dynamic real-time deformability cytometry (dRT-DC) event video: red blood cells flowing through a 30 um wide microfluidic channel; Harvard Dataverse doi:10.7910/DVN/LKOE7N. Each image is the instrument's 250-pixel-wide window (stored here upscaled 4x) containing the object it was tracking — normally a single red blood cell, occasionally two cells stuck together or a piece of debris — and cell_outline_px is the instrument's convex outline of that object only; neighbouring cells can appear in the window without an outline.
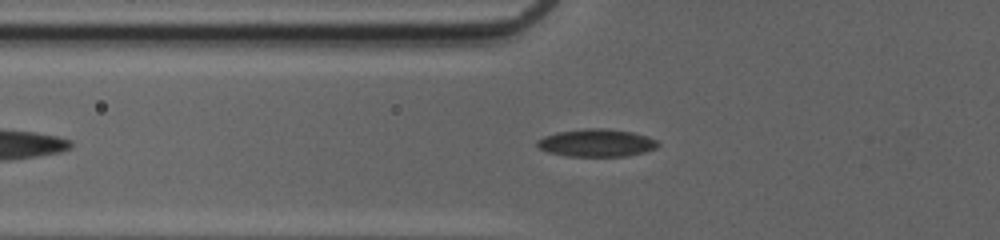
{"species": "common noctule bat (a hibernating species)", "species_latin": "Nyctalus noctula", "temperature_condition": "cold", "stored_images_in_passage": 32, "camera_frame_rate_fps": 3000, "um_per_image_px": 0.085, "animal": {"sex": "female", "body_mass_g": 20.0, "forearm_length_mm": 54.0}, "frame": {"image": 1, "passage_image": 2, "time_ms": 0.333, "image_size_px": [1000, 240], "cell_outline_px": [[660, 144], [656, 148], [644, 152], [628, 156], [568, 156], [548, 152], [540, 148], [536, 144], [536, 140], [544, 136], [556, 132], [584, 128], [600, 128], [632, 132], [656, 140]], "centroid_in_image_um": [50.68, 12.14], "position_along_channel_um": 75.1, "area_um2": 19.36}}
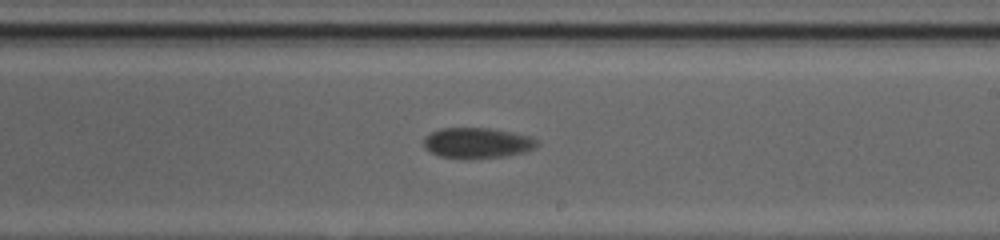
{"frame": {"image": 2, "passage_image": 15, "time_ms": 4.667, "image_size_px": [1000, 240], "cell_outline_px": [[540, 144], [536, 148], [524, 152], [504, 156], [440, 156], [432, 152], [424, 144], [424, 136], [440, 128], [488, 128], [528, 136], [536, 140]], "centroid_in_image_um": [40.59, 12.11], "position_along_channel_um": 248.4, "area_um2": 19.19}}
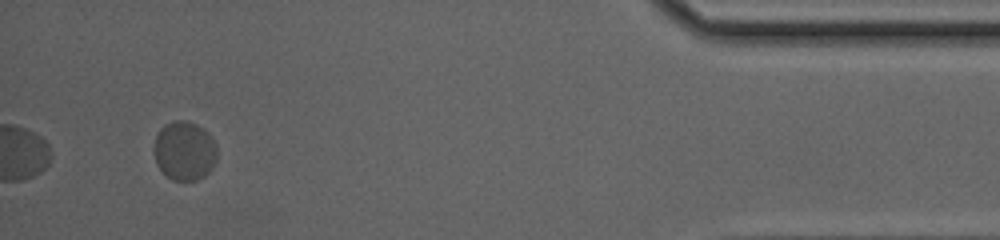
{"frame": {"image": 3, "passage_image": 32, "time_ms": 10.333, "image_size_px": [1000, 240], "cell_outline_px": [[216, 160], [212, 168], [204, 176], [196, 180], [172, 180], [156, 164], [152, 148], [156, 136], [160, 128], [164, 124], [172, 120], [184, 120], [196, 124], [208, 132], [216, 144]], "centroid_in_image_um": [15.66, 12.8], "position_along_channel_um": 419.5, "area_um2": 21.91}, "authors_computed_cell_mechanics": {"area_um2": 19.3341, "velocity_mm_per_s": 4.0141, "shape_relaxation_time_tau1_ms": 3.4995, "shape_relaxation_time_tau2_ms": 0.6636, "deformation_change_tau1": 0.0793, "deformation_change_tau2": 0.0416}}